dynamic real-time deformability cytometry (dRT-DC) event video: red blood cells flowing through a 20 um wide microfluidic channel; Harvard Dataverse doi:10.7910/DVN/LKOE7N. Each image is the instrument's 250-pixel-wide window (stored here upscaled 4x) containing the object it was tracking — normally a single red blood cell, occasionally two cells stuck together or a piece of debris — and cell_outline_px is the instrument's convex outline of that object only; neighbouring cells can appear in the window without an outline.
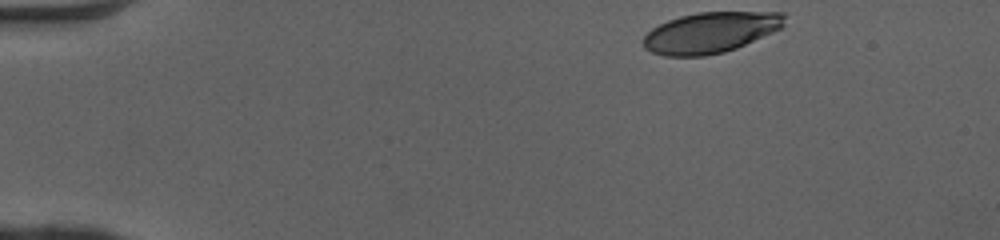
{"species": "human", "species_latin": "Homo sapiens", "temperature_condition": "cold", "stored_images_in_passage": 41, "camera_frame_rate_fps": 3000, "um_per_image_px": 0.085, "donor": {"sex": "female"}, "frame": {"image": 1, "passage_image": 1, "time_ms": 0.0, "image_size_px": [1000, 240], "cell_outline_px": [[784, 28], [736, 48], [724, 52], [704, 56], [664, 56], [652, 52], [644, 48], [644, 36], [652, 28], [668, 20], [680, 16], [700, 12], [784, 12]], "centroid_in_image_um": [60.41, 2.76], "position_along_channel_um": 24.6, "area_um2": 33.58}}
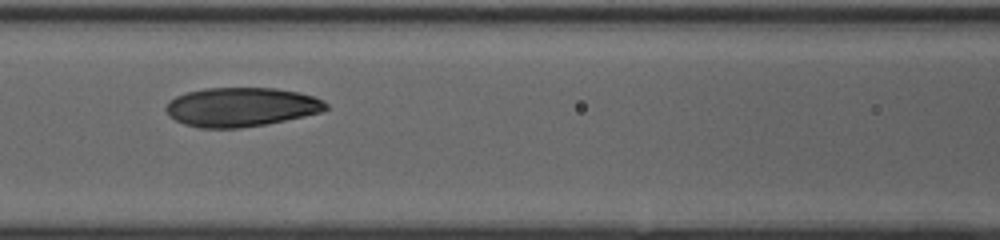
{"frame": {"image": 2, "passage_image": 17, "time_ms": 5.333, "image_size_px": [1000, 240], "cell_outline_px": [[328, 108], [324, 112], [264, 124], [240, 128], [204, 128], [184, 124], [168, 116], [164, 108], [176, 96], [184, 92], [204, 88], [276, 88], [300, 92], [324, 100], [328, 104]], "centroid_in_image_um": [20.51, 9.09], "position_along_channel_um": 146.1, "area_um2": 36.53}}
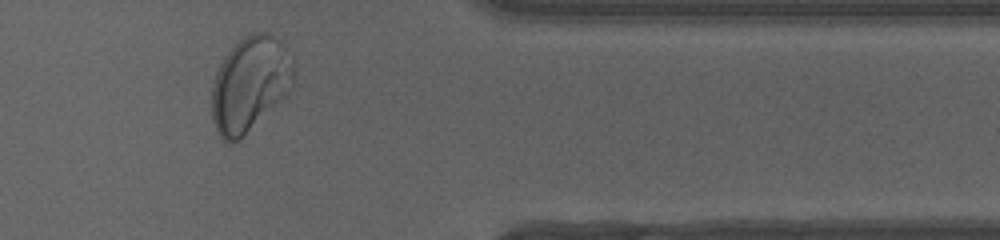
{"frame": {"image": 3, "passage_image": 36, "time_ms": 11.667, "image_size_px": [1000, 240], "cell_outline_px": [[292, 88], [240, 140], [232, 144], [228, 144], [220, 136], [212, 120], [212, 84], [216, 72], [224, 56], [244, 36], [252, 32], [268, 32], [280, 40], [284, 48], [292, 68]], "centroid_in_image_um": [21.19, 7.17], "position_along_channel_um": 390.2, "area_um2": 44.68}, "authors_computed_cell_mechanics": {"area_um2": 36.414, "velocity_mm_per_s": 4.072, "shape_relaxation_time_tau1_ms": 5.8916, "shape_relaxation_time_tau2_ms": 0.9611, "deformation_change_tau1": 0.1933, "deformation_change_tau2": 0.0536}}